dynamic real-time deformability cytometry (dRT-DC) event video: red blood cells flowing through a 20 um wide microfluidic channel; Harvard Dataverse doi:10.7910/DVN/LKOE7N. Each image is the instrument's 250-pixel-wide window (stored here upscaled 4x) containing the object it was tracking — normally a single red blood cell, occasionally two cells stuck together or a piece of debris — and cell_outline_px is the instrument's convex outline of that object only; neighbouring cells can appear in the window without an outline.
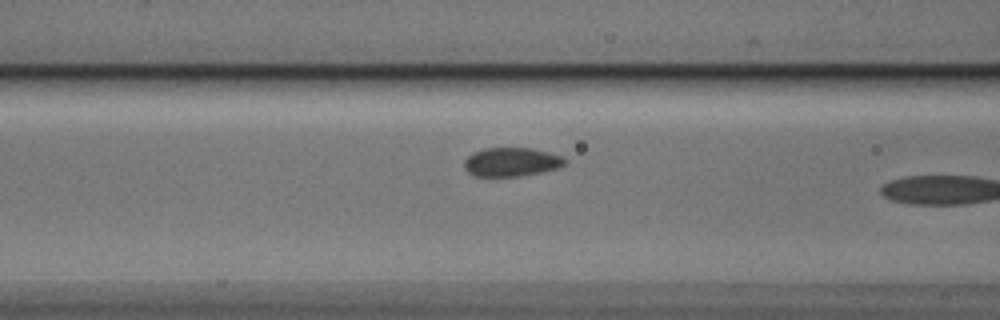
{"species": "Egyptian fruit bat (a non-hibernating species)", "species_latin": "Rousettus aegyptiacus", "temperature_condition": "cold", "stored_images_in_passage": 6, "camera_frame_rate_fps": 3000, "um_per_image_px": 0.085, "animal": {"sex": "male"}, "frame": {"image": 1, "passage_image": 6, "time_ms": 6.0, "image_size_px": [1000, 320], "cell_outline_px": [[568, 160], [564, 164], [556, 168], [544, 172], [520, 176], [476, 176], [468, 172], [464, 168], [464, 160], [472, 152], [484, 148], [532, 148], [548, 152], [560, 156]], "centroid_in_image_um": [43.45, 13.77], "position_along_channel_um": 123.1, "area_um2": 16.94}}